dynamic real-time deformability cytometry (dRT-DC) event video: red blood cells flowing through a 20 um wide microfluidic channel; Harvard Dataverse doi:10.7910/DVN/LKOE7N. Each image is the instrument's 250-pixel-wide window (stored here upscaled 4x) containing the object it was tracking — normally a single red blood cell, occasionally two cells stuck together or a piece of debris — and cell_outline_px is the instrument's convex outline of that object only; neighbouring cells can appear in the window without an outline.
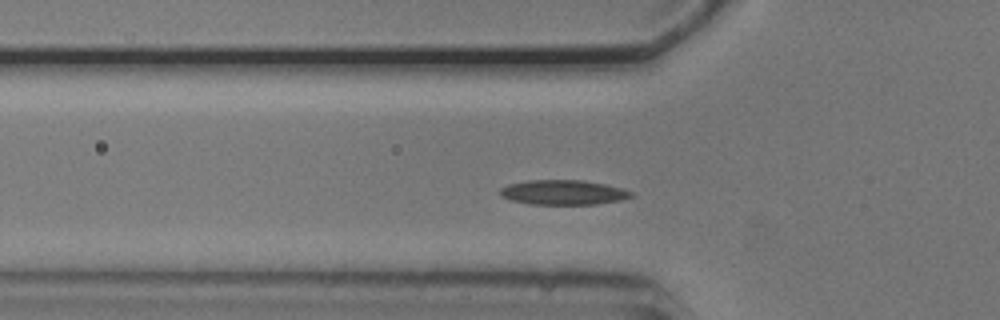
{"species": "common noctule bat (a hibernating species)", "species_latin": "Nyctalus noctula", "temperature_condition": "cold", "stored_images_in_passage": 49, "camera_frame_rate_fps": 3000, "um_per_image_px": 0.085, "animal": {"sex": "male", "body_mass_g": 20.5, "forearm_length_mm": 52.5}, "frame": {"image": 1, "passage_image": 12, "time_ms": 3.667, "image_size_px": [1000, 320], "cell_outline_px": [[632, 196], [620, 200], [596, 204], [532, 204], [512, 200], [500, 196], [500, 188], [508, 184], [528, 180], [580, 180], [604, 184], [620, 188], [632, 192]], "centroid_in_image_um": [47.83, 16.35], "position_along_channel_um": 78.0, "area_um2": 18.67}}
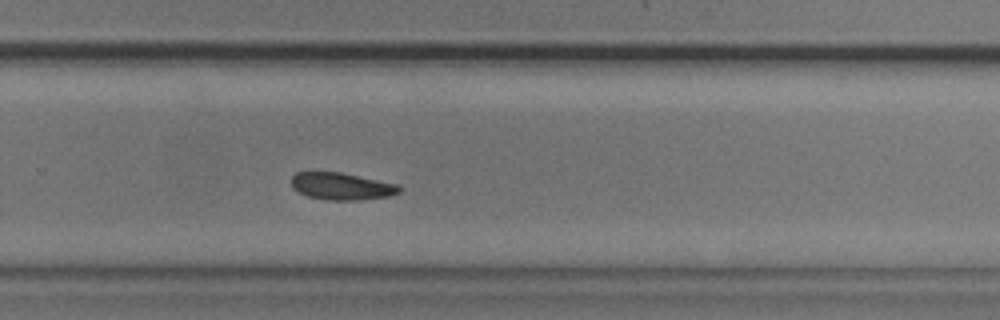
{"frame": {"image": 2, "passage_image": 30, "time_ms": 9.667, "image_size_px": [1000, 320], "cell_outline_px": [[400, 192], [388, 196], [360, 200], [324, 200], [308, 196], [292, 188], [292, 176], [296, 172], [340, 172], [400, 184]], "centroid_in_image_um": [29.05, 15.83], "position_along_channel_um": 300.8, "area_um2": 17.11}}
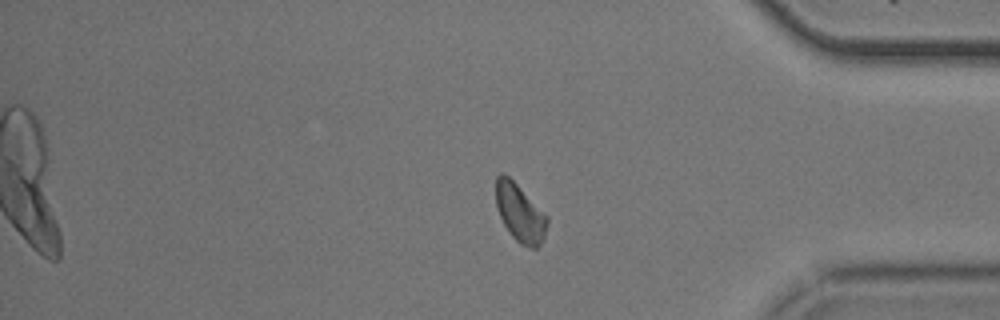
{"frame": {"image": 3, "passage_image": 39, "time_ms": 12.667, "image_size_px": [1000, 320], "cell_outline_px": [[548, 224], [544, 236], [540, 244], [536, 248], [532, 248], [520, 244], [512, 236], [504, 224], [496, 208], [496, 176], [500, 172], [504, 172], [548, 216]], "centroid_in_image_um": [44.19, 18.09], "position_along_channel_um": 391.0, "area_um2": 17.17}, "authors_computed_cell_mechanics": {"area_um2": 17.8024, "velocity_mm_per_s": 3.7147, "shape_relaxation_time_tau1_ms": 5.344, "shape_relaxation_time_tau2_ms": 10.359, "deformation_change_tau1": 0.1081, "deformation_change_tau2": 0.1613}}